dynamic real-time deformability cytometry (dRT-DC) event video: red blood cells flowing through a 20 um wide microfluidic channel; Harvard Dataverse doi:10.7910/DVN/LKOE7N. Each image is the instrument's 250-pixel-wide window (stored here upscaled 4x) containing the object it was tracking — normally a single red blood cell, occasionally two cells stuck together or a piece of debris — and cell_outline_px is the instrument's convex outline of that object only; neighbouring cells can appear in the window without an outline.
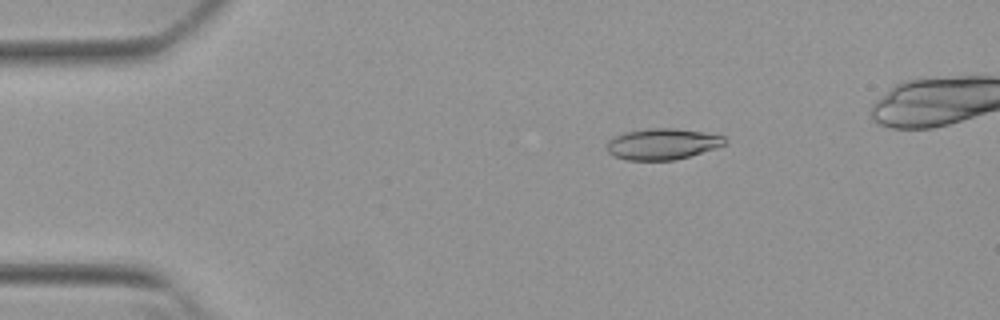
{"species": "Egyptian fruit bat (a non-hibernating species)", "species_latin": "Rousettus aegyptiacus", "temperature_condition": "warm", "stored_images_in_passage": 38, "camera_frame_rate_fps": 3000, "um_per_image_px": 0.085, "animal": {"sex": "female"}, "frame": {"image": 1, "passage_image": 1, "time_ms": 0.0, "image_size_px": [1000, 320], "cell_outline_px": [[728, 140], [724, 144], [716, 148], [688, 156], [672, 160], [628, 160], [616, 156], [608, 152], [608, 140], [612, 136], [624, 132], [648, 128], [676, 128], [704, 132], [724, 136]], "centroid_in_image_um": [56.3, 12.22], "position_along_channel_um": 28.7, "area_um2": 21.33}}
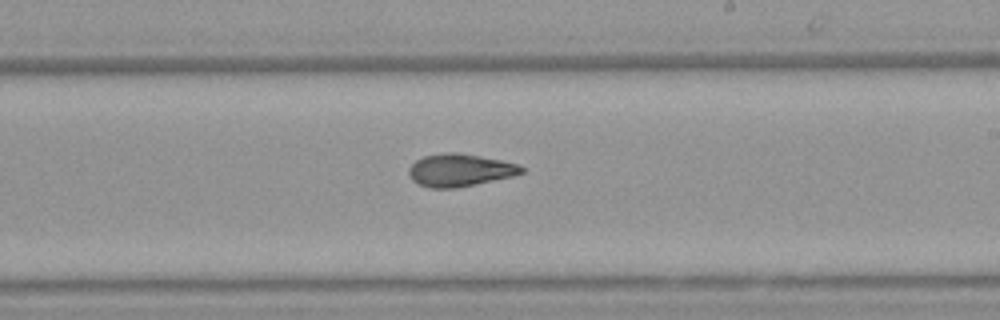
{"frame": {"image": 2, "passage_image": 23, "time_ms": 7.333, "image_size_px": [1000, 320], "cell_outline_px": [[524, 172], [512, 176], [456, 188], [428, 188], [412, 180], [408, 172], [408, 168], [416, 160], [424, 156], [444, 152], [456, 152], [480, 156], [500, 160], [516, 164], [524, 168]], "centroid_in_image_um": [39.05, 14.46], "position_along_channel_um": 250.0, "area_um2": 21.21}}
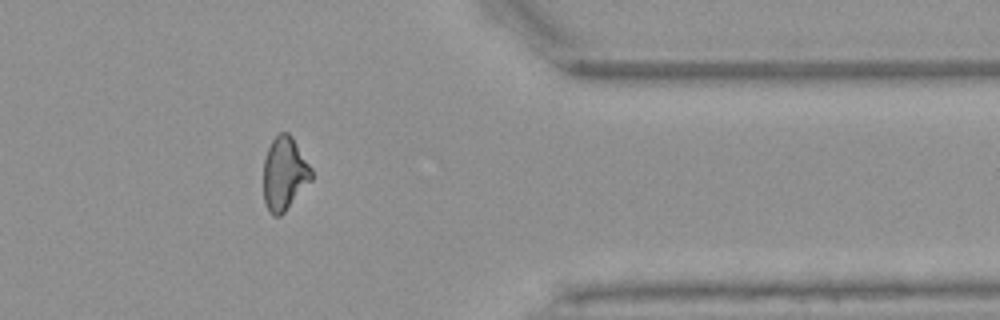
{"frame": {"image": 3, "passage_image": 35, "time_ms": 11.333, "image_size_px": [1000, 320], "cell_outline_px": [[312, 180], [284, 212], [280, 216], [272, 216], [268, 212], [264, 200], [264, 160], [268, 148], [272, 140], [280, 132], [288, 132], [292, 136], [312, 168]], "centroid_in_image_um": [24.18, 14.76], "position_along_channel_um": 387.2, "area_um2": 20.52}, "authors_computed_cell_mechanics": {"area_um2": 21.097, "velocity_mm_per_s": 3.8531, "shape_relaxation_time_tau1_ms": 7.9717, "shape_relaxation_time_tau2_ms": 2.4159, "deformation_change_tau1": 0.2097, "deformation_change_tau2": 0.0922}}